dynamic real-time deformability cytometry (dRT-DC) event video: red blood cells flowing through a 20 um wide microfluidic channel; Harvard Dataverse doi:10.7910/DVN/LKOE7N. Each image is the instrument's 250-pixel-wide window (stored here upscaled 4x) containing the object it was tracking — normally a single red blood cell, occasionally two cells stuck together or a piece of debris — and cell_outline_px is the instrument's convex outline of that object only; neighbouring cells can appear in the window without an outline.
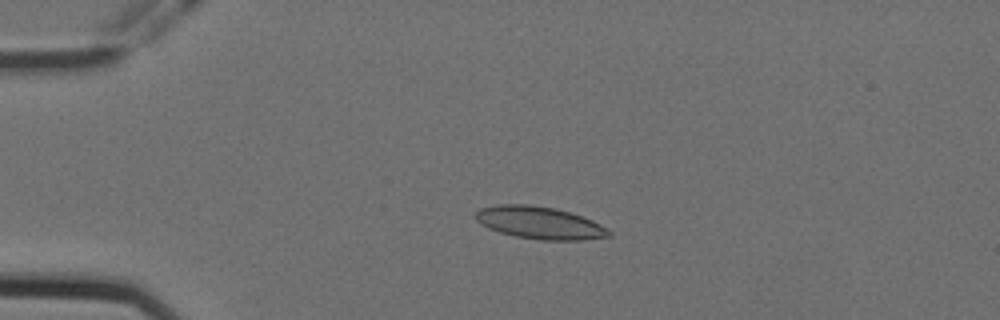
{"species": "Egyptian fruit bat (a non-hibernating species)", "species_latin": "Rousettus aegyptiacus", "temperature_condition": "cold", "stored_images_in_passage": 46, "camera_frame_rate_fps": 3000, "um_per_image_px": 0.085, "animal": {"sex": "female"}, "frame": {"image": 1, "passage_image": 2, "time_ms": 0.333, "image_size_px": [1000, 320], "cell_outline_px": [[612, 236], [584, 240], [540, 240], [516, 236], [500, 232], [488, 228], [480, 224], [476, 220], [476, 212], [480, 208], [500, 204], [528, 204], [556, 208], [592, 220], [608, 228], [612, 232]], "centroid_in_image_um": [45.89, 18.94], "position_along_channel_um": 39.1, "area_um2": 25.2}}
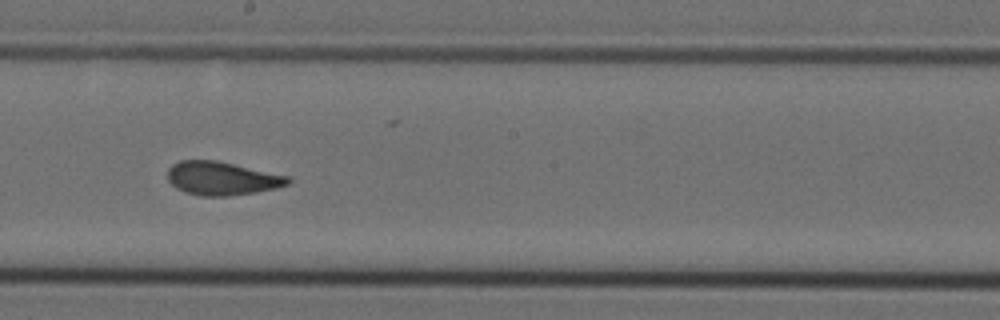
{"frame": {"image": 2, "passage_image": 21, "time_ms": 6.667, "image_size_px": [1000, 320], "cell_outline_px": [[292, 180], [288, 184], [276, 188], [256, 192], [228, 196], [200, 196], [184, 192], [176, 188], [168, 180], [168, 168], [172, 164], [180, 160], [216, 160], [288, 176]], "centroid_in_image_um": [18.84, 15.16], "position_along_channel_um": 229.4, "area_um2": 23.47}}
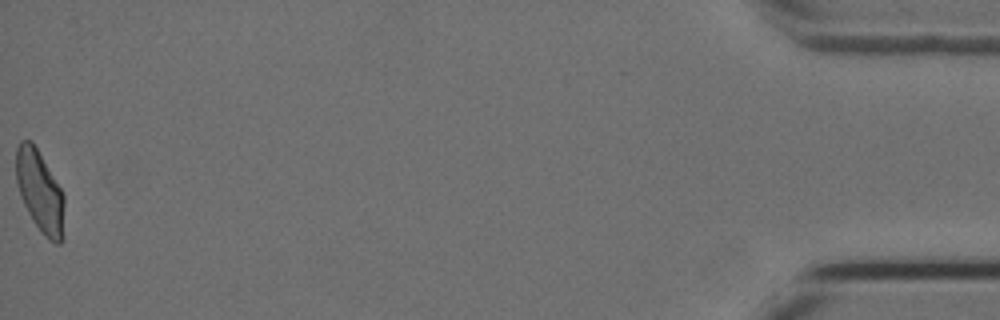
{"frame": {"image": 3, "passage_image": 46, "time_ms": 15.0, "image_size_px": [1000, 320], "cell_outline_px": [[64, 240], [60, 244], [56, 244], [48, 240], [40, 232], [32, 220], [20, 196], [16, 180], [16, 148], [20, 140], [32, 140], [60, 188], [64, 196]], "centroid_in_image_um": [3.4, 16.33], "position_along_channel_um": 431.8, "area_um2": 23.18}, "authors_computed_cell_mechanics": {"area_um2": 23.4668, "velocity_mm_per_s": 3.5563, "shape_relaxation_time_tau1_ms": 8.4034, "shape_relaxation_time_tau2_ms": 1.2238, "deformation_change_tau1": 0.193, "deformation_change_tau2": 0.0836}}